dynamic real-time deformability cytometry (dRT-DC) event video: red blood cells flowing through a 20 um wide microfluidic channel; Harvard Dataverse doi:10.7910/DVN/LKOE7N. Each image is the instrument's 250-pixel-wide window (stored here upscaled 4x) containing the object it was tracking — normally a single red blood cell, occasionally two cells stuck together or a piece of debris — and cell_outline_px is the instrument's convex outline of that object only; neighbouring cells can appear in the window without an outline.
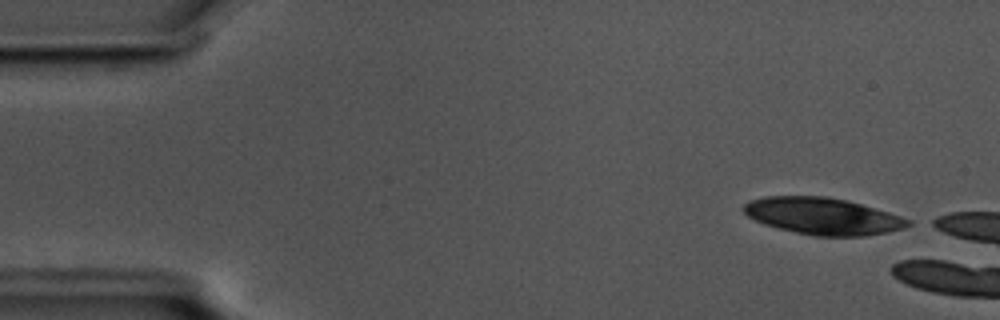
{"species": "common noctule bat (a hibernating species)", "species_latin": "Nyctalus noctula", "temperature_condition": "cold", "stored_images_in_passage": 5, "camera_frame_rate_fps": 3000, "um_per_image_px": 0.085, "animal": {"sex": "male", "body_mass_g": 17.5, "forearm_length_mm": 52.3}, "frame": {"image": 1, "passage_image": 1, "time_ms": 0.0, "image_size_px": [1000, 320], "cell_outline_px": [[912, 224], [904, 228], [888, 232], [864, 236], [816, 236], [796, 232], [764, 224], [748, 216], [740, 208], [744, 204], [752, 200], [764, 196], [824, 196], [844, 200], [860, 204], [888, 212], [912, 220]], "centroid_in_image_um": [69.94, 18.37], "position_along_channel_um": 15.1, "area_um2": 35.03}}